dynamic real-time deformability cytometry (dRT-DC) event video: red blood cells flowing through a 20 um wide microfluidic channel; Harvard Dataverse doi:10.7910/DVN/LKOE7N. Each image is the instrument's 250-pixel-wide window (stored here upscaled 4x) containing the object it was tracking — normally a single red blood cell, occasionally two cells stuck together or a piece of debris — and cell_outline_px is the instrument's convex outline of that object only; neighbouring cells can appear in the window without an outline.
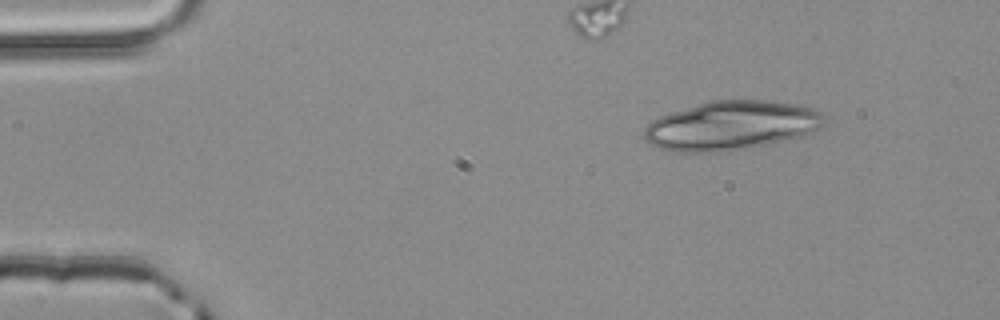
{"species": "common noctule bat (a hibernating species)", "species_latin": "Nyctalus noctula", "temperature_condition": "room temperature", "stored_images_in_passage": 4, "camera_frame_rate_fps": 3000, "um_per_image_px": 0.085, "animal": {"sex": "male", "body_mass_g": 20.4}, "frame": {"image": 1, "passage_image": 2, "time_ms": 0.333, "image_size_px": [1000, 320], "cell_outline_px": [[824, 124], [820, 128], [804, 136], [788, 140], [764, 144], [712, 152], [676, 152], [660, 148], [652, 144], [644, 136], [644, 128], [652, 120], [660, 116], [672, 112], [712, 100], [772, 100], [796, 104], [812, 108], [820, 112], [824, 116]], "centroid_in_image_um": [62.19, 10.65], "position_along_channel_um": 22.8, "area_um2": 51.04}}